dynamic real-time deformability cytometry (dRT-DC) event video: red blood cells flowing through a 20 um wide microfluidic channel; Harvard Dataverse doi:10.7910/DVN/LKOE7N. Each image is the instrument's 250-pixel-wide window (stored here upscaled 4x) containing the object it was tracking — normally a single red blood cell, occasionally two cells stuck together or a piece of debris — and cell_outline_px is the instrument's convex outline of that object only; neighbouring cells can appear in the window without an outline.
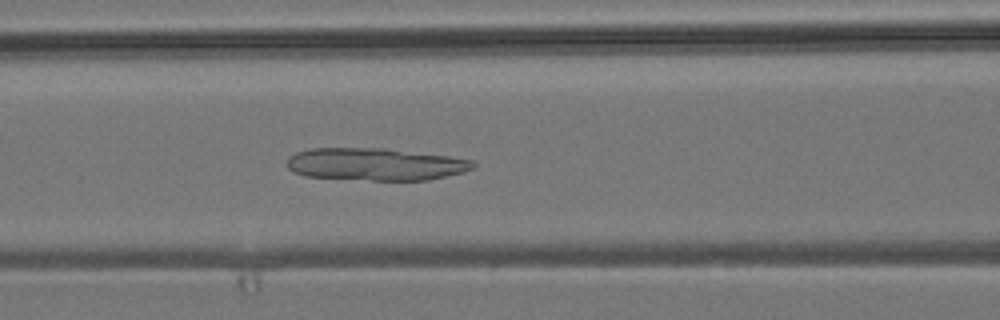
{"species": "common noctule bat (a hibernating species)", "species_latin": "Nyctalus noctula", "temperature_condition": "room temperature", "stored_images_in_passage": 53, "camera_frame_rate_fps": 3000, "um_per_image_px": 0.085, "animal": {"sex": "male", "body_mass_g": 19.2, "forearm_length_mm": 51.8}, "frame": {"image": 1, "passage_image": 22, "time_ms": 7.0, "image_size_px": [1000, 320], "cell_outline_px": [[476, 164], [472, 168], [464, 172], [428, 180], [372, 180], [304, 176], [292, 172], [288, 168], [288, 156], [296, 152], [312, 148], [384, 148], [448, 156], [472, 160]], "centroid_in_image_um": [31.89, 13.96], "position_along_channel_um": 134.7, "area_um2": 35.08}}
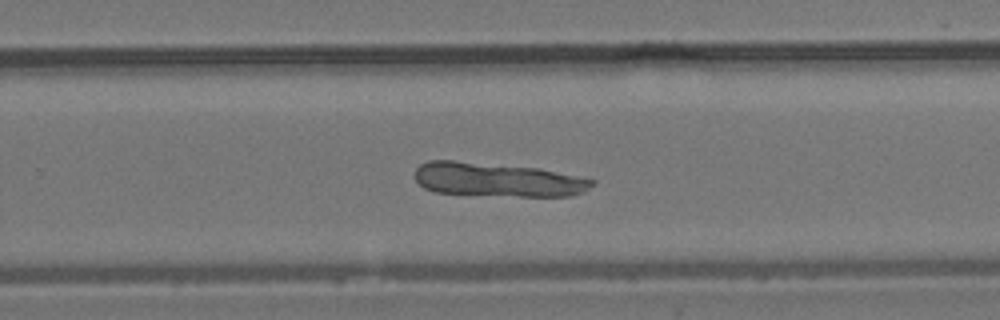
{"frame": {"image": 2, "passage_image": 34, "time_ms": 11.0, "image_size_px": [1000, 320], "cell_outline_px": [[596, 184], [584, 192], [572, 196], [520, 196], [436, 192], [424, 188], [416, 180], [416, 168], [420, 164], [428, 160], [452, 160], [536, 168], [596, 180]], "centroid_in_image_um": [42.3, 15.27], "position_along_channel_um": 287.5, "area_um2": 34.74}}
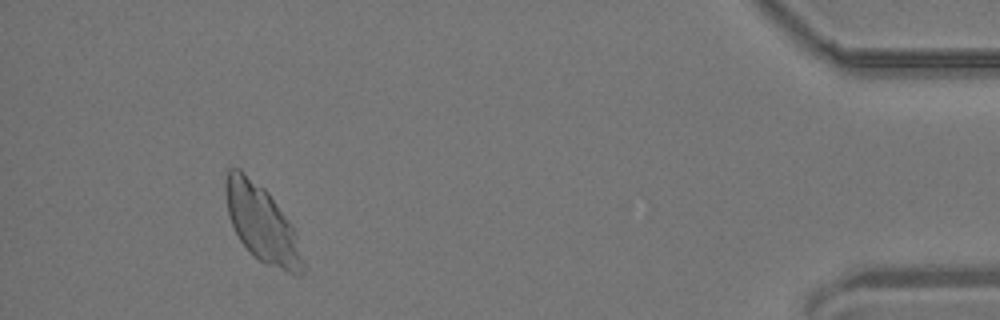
{"frame": {"image": 3, "passage_image": 49, "time_ms": 16.0, "image_size_px": [1000, 320], "cell_outline_px": [[304, 272], [300, 276], [288, 272], [268, 264], [260, 260], [240, 240], [228, 216], [224, 192], [224, 180], [228, 168], [240, 168], [264, 188], [268, 192], [292, 224], [304, 264]], "centroid_in_image_um": [22.22, 18.94], "position_along_channel_um": 413.0, "area_um2": 34.16}}